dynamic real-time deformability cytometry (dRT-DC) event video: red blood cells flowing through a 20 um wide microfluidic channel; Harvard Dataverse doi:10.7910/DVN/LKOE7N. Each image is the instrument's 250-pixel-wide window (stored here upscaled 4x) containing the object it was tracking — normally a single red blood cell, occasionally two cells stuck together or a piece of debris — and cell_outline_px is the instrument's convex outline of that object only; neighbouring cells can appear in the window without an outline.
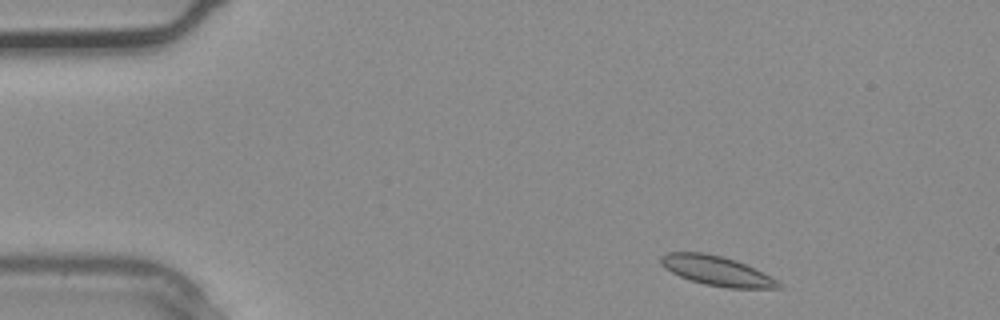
{"species": "common noctule bat (a hibernating species)", "species_latin": "Nyctalus noctula", "temperature_condition": "warm", "stored_images_in_passage": 2, "camera_frame_rate_fps": 3000, "um_per_image_px": 0.085, "animal": {"sex": "male", "body_mass_g": 20.4}, "frame": {"image": 1, "passage_image": 1, "time_ms": 0.0, "image_size_px": [1000, 320], "cell_outline_px": [[784, 288], [728, 288], [704, 284], [680, 276], [664, 268], [660, 264], [660, 256], [668, 252], [704, 252], [736, 260], [776, 280]], "centroid_in_image_um": [60.86, 23.01], "position_along_channel_um": 24.1, "area_um2": 19.94}}